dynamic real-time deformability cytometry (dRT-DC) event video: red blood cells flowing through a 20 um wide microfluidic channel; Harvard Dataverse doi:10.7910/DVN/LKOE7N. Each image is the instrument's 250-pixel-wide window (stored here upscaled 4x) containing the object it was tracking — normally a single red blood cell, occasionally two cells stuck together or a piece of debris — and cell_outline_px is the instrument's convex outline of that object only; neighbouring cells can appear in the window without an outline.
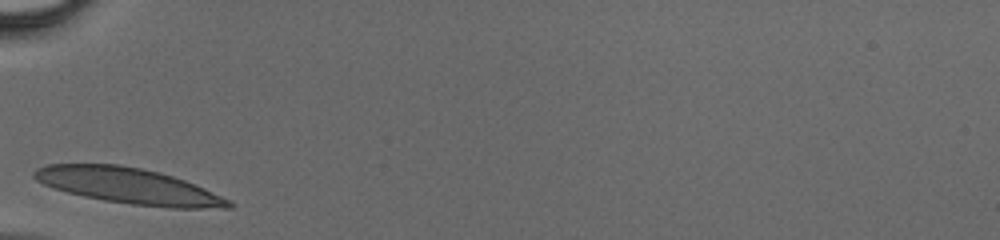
{"species": "human", "species_latin": "Homo sapiens", "temperature_condition": "cold", "stored_images_in_passage": 22, "camera_frame_rate_fps": 3000, "um_per_image_px": 0.085, "donor": {"sex": "male"}, "frame": {"image": 1, "passage_image": 1, "time_ms": 0.0, "image_size_px": [1000, 240], "cell_outline_px": [[232, 208], [168, 208], [132, 204], [104, 200], [84, 196], [68, 192], [44, 184], [36, 180], [32, 176], [32, 172], [36, 168], [48, 164], [116, 164], [140, 168], [172, 176], [184, 180], [204, 188], [228, 200], [232, 204]], "centroid_in_image_um": [10.9, 15.8], "position_along_channel_um": 74.1, "area_um2": 40.0}}
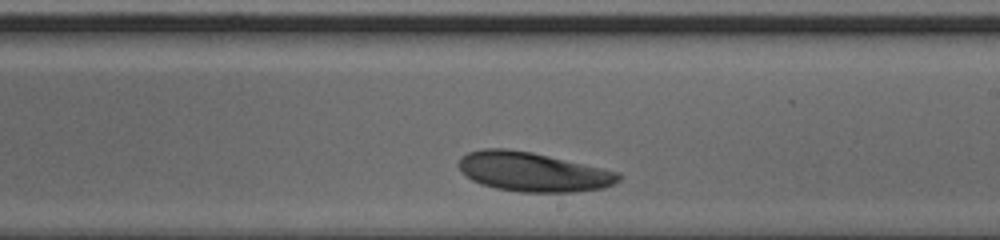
{"frame": {"image": 2, "passage_image": 13, "time_ms": 4.0, "image_size_px": [1000, 240], "cell_outline_px": [[620, 180], [616, 184], [604, 188], [572, 192], [520, 192], [496, 188], [480, 184], [472, 180], [456, 164], [460, 156], [468, 152], [484, 148], [504, 148], [532, 152], [604, 168], [620, 172]], "centroid_in_image_um": [45.31, 14.6], "position_along_channel_um": 243.7, "area_um2": 36.82}}
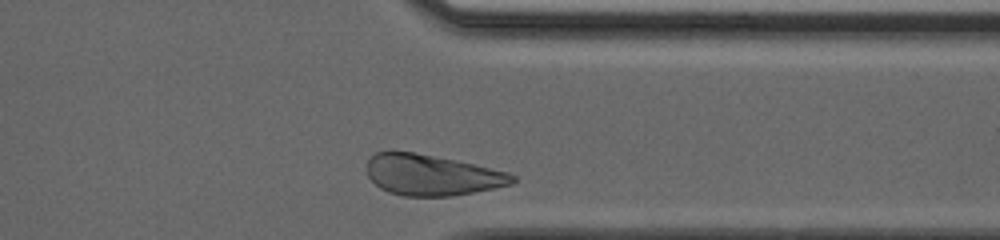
{"frame": {"image": 3, "passage_image": 22, "time_ms": 7.0, "image_size_px": [1000, 240], "cell_outline_px": [[516, 180], [512, 184], [496, 188], [452, 196], [404, 196], [388, 192], [380, 188], [368, 176], [364, 168], [368, 160], [376, 152], [412, 152], [456, 160], [508, 172], [516, 176]], "centroid_in_image_um": [36.7, 14.89], "position_along_channel_um": 374.7, "area_um2": 34.62}}